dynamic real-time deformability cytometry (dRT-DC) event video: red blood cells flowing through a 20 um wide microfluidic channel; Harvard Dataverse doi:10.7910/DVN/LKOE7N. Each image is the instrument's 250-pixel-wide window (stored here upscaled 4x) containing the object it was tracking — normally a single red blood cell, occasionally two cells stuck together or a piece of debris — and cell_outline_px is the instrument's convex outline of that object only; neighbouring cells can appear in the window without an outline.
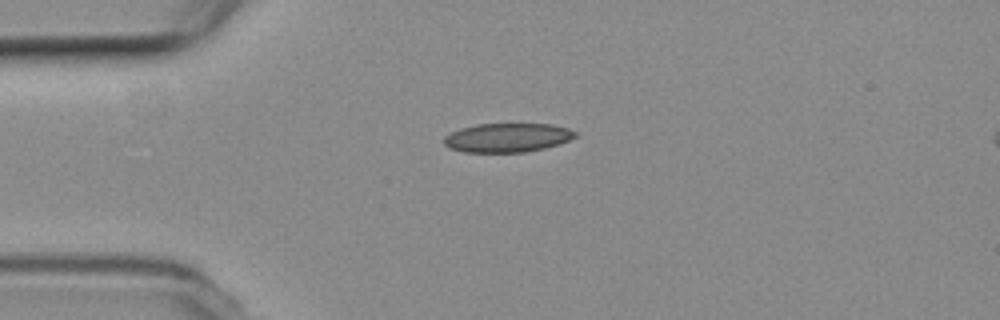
{"species": "common noctule bat (a hibernating species)", "species_latin": "Nyctalus noctula", "temperature_condition": "room temperature", "stored_images_in_passage": 36, "camera_frame_rate_fps": 3000, "um_per_image_px": 0.085, "animal": {"sex": "female", "body_mass_g": 19.3, "forearm_length_mm": 54.1}, "frame": {"image": 1, "passage_image": 1, "time_ms": 0.0, "image_size_px": [1000, 320], "cell_outline_px": [[576, 136], [568, 140], [544, 148], [524, 152], [464, 152], [448, 148], [444, 144], [444, 136], [460, 128], [476, 124], [552, 124], [568, 128], [576, 132]], "centroid_in_image_um": [43.08, 11.7], "position_along_channel_um": 41.9, "area_um2": 22.08}}
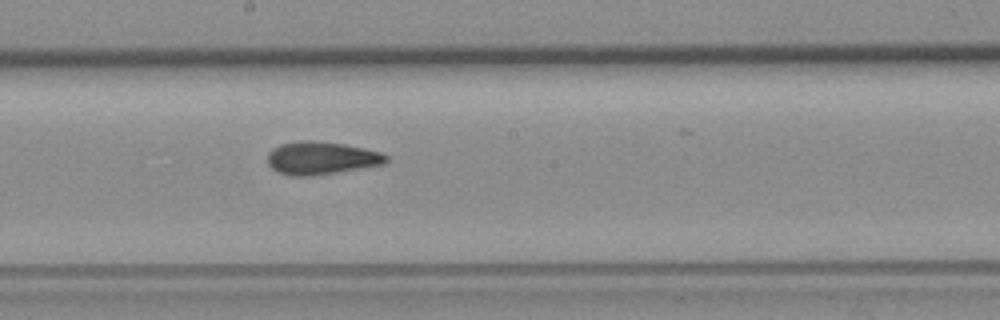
{"frame": {"image": 2, "passage_image": 17, "time_ms": 5.333, "image_size_px": [1000, 320], "cell_outline_px": [[388, 160], [384, 164], [336, 172], [308, 176], [296, 176], [280, 172], [272, 168], [268, 164], [268, 152], [272, 148], [280, 144], [300, 140], [312, 140], [344, 144], [364, 148], [380, 152], [388, 156]], "centroid_in_image_um": [27.3, 13.42], "position_along_channel_um": 220.9, "area_um2": 22.54}}
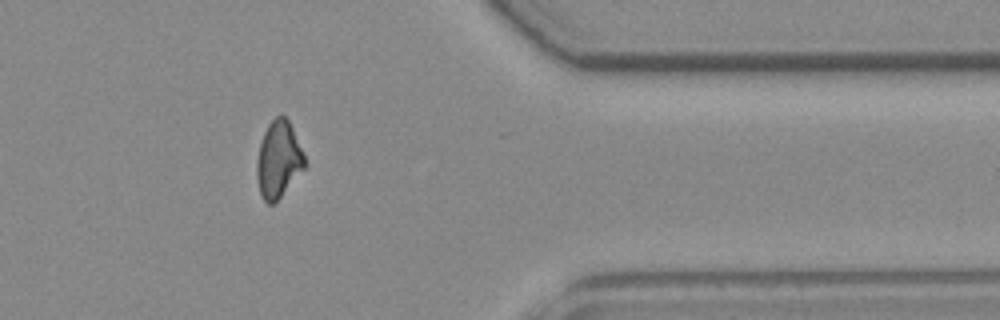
{"frame": {"image": 3, "passage_image": 32, "time_ms": 10.333, "image_size_px": [1000, 320], "cell_outline_px": [[304, 168], [280, 196], [272, 204], [268, 204], [264, 200], [260, 192], [256, 176], [256, 160], [260, 144], [264, 132], [268, 124], [276, 116], [284, 116], [288, 120], [292, 128], [304, 156]], "centroid_in_image_um": [23.63, 13.55], "position_along_channel_um": 387.8, "area_um2": 20.81}, "authors_computed_cell_mechanics": {"area_um2": 22.1952, "velocity_mm_per_s": 3.7633, "shape_relaxation_time_tau1_ms": null, "shape_relaxation_time_tau2_ms": 2.5471, "deformation_change_tau1": null, "deformation_change_tau2": 0.0833}}